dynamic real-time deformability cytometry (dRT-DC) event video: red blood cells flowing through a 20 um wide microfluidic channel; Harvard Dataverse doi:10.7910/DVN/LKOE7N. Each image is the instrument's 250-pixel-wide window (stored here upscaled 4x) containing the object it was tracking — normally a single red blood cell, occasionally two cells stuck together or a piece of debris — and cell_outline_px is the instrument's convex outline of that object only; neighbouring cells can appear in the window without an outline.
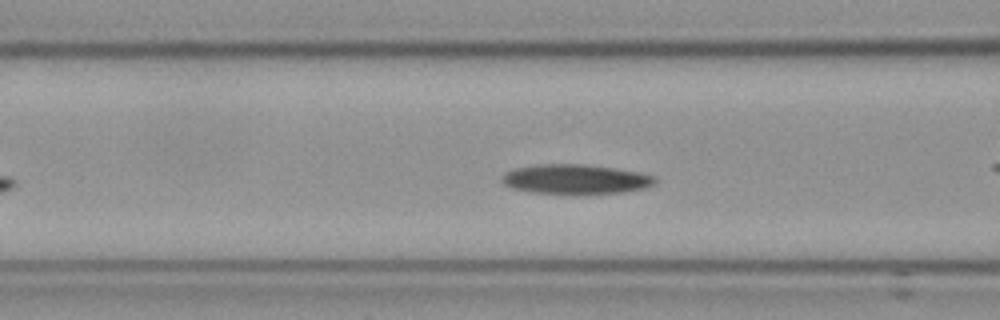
{"species": "Egyptian fruit bat (a non-hibernating species)", "species_latin": "Rousettus aegyptiacus", "temperature_condition": "cold", "stored_images_in_passage": 43, "camera_frame_rate_fps": 3000, "um_per_image_px": 0.085, "frame": {"image": 1, "passage_image": 13, "time_ms": 4.0, "image_size_px": [1000, 320], "cell_outline_px": [[656, 184], [648, 188], [624, 192], [572, 196], [532, 192], [512, 188], [504, 184], [500, 180], [508, 172], [516, 168], [540, 164], [580, 164], [612, 168], [640, 172], [656, 176]], "centroid_in_image_um": [48.99, 15.27], "position_along_channel_um": 117.6, "area_um2": 27.05}, "authors_computed_cell_mechanics": {"area_um2": 26.7036, "velocity_mm_per_s": 3.5276, "shape_relaxation_time_tau1_ms": 4.9584, "shape_relaxation_time_tau2_ms": 3.9872, "deformation_change_tau1": 0.1143, "deformation_change_tau2": 0.0907}}